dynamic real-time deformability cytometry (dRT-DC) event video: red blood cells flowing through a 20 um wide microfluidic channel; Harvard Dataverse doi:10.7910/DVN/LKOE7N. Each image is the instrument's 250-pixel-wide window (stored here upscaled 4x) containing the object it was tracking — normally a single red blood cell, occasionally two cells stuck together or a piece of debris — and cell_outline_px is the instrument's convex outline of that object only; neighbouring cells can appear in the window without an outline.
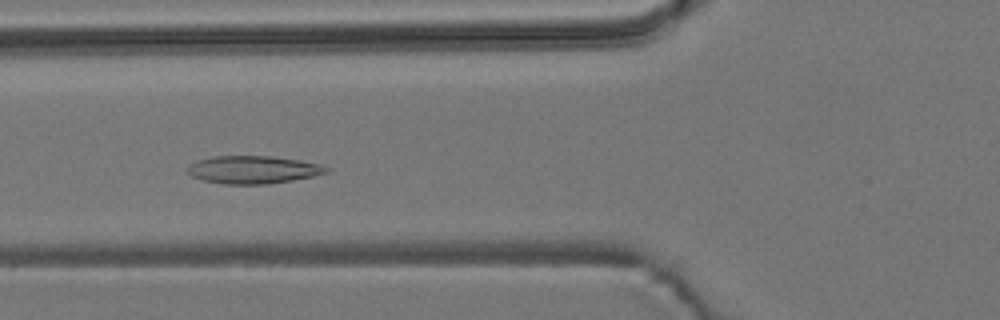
{"species": "common noctule bat (a hibernating species)", "species_latin": "Nyctalus noctula", "temperature_condition": "room temperature", "stored_images_in_passage": 24, "camera_frame_rate_fps": 3000, "um_per_image_px": 0.085, "animal": {"sex": "male", "body_mass_g": 19.2, "forearm_length_mm": 51.8}, "frame": {"image": 1, "passage_image": 8, "time_ms": 2.333, "image_size_px": [1000, 320], "cell_outline_px": [[332, 168], [328, 172], [312, 176], [292, 180], [268, 184], [224, 184], [204, 180], [192, 176], [184, 172], [184, 168], [188, 164], [196, 160], [212, 156], [272, 156], [300, 160], [320, 164]], "centroid_in_image_um": [21.46, 14.41], "position_along_channel_um": 104.3, "area_um2": 22.77}}
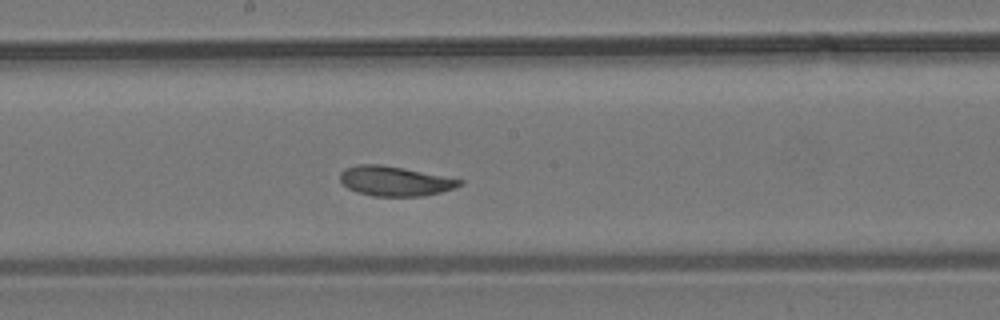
{"frame": {"image": 2, "passage_image": 17, "time_ms": 5.333, "image_size_px": [1000, 320], "cell_outline_px": [[464, 184], [440, 192], [420, 196], [372, 196], [356, 192], [348, 188], [340, 180], [340, 172], [344, 168], [356, 164], [380, 164], [404, 168], [464, 180]], "centroid_in_image_um": [33.53, 15.38], "position_along_channel_um": 214.7, "area_um2": 20.69}}
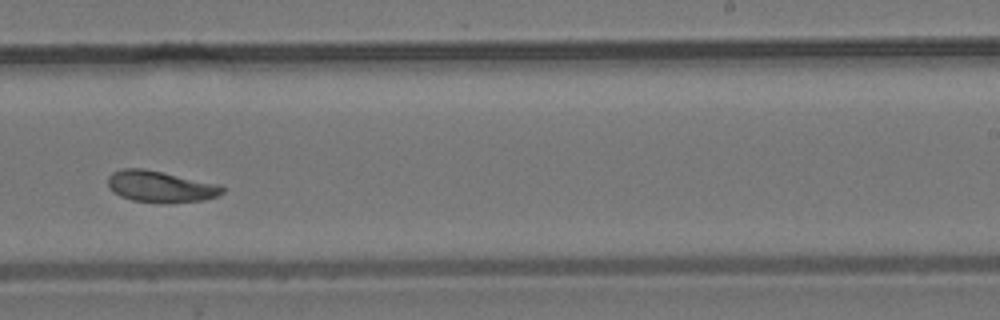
{"frame": {"image": 3, "passage_image": 22, "time_ms": 7.0, "image_size_px": [1000, 320], "cell_outline_px": [[224, 192], [216, 196], [204, 200], [160, 204], [132, 200], [120, 196], [112, 192], [108, 188], [108, 176], [112, 172], [120, 168], [144, 168], [220, 184], [224, 188]], "centroid_in_image_um": [13.61, 15.86], "position_along_channel_um": 275.4, "area_um2": 21.33}}